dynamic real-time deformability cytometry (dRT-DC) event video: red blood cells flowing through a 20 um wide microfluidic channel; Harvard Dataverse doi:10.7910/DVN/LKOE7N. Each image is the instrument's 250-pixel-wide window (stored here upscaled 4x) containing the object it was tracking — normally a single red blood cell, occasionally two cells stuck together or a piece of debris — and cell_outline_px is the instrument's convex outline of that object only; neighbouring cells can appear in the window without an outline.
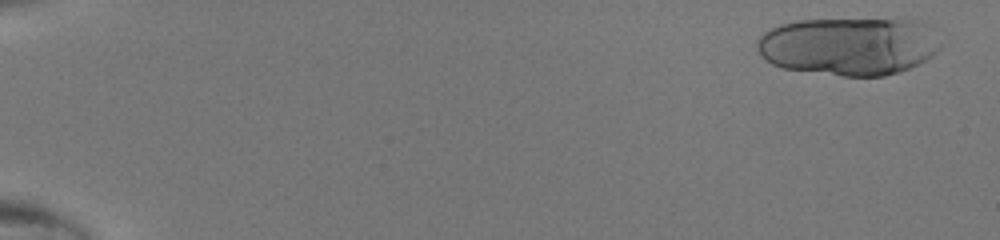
{"species": "human", "species_latin": "Homo sapiens", "temperature_condition": "room temperature", "stored_images_in_passage": 19, "camera_frame_rate_fps": 3000, "um_per_image_px": 0.085, "donor": {"sex": "male"}, "frame": {"image": 1, "passage_image": 1, "time_ms": 0.0, "image_size_px": [1000, 240], "cell_outline_px": [[940, 48], [932, 56], [908, 68], [884, 76], [844, 76], [784, 68], [772, 64], [764, 60], [760, 56], [756, 48], [756, 40], [764, 32], [780, 24], [800, 20], [924, 20], [940, 44]], "centroid_in_image_um": [72.11, 3.92], "position_along_channel_um": 12.9, "area_um2": 61.79}}
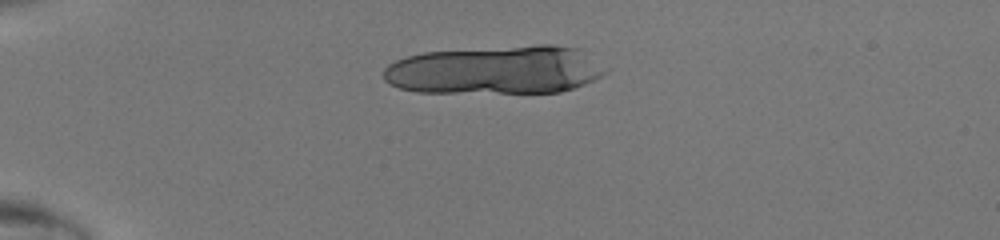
{"frame": {"image": 2, "passage_image": 12, "time_ms": 3.667, "image_size_px": [1000, 240], "cell_outline_px": [[612, 68], [608, 72], [584, 84], [560, 92], [416, 92], [400, 88], [388, 84], [384, 80], [384, 68], [388, 64], [396, 60], [408, 56], [424, 52], [540, 44], [552, 44], [576, 48]], "centroid_in_image_um": [42.15, 5.94], "position_along_channel_um": 42.9, "area_um2": 62.89}}